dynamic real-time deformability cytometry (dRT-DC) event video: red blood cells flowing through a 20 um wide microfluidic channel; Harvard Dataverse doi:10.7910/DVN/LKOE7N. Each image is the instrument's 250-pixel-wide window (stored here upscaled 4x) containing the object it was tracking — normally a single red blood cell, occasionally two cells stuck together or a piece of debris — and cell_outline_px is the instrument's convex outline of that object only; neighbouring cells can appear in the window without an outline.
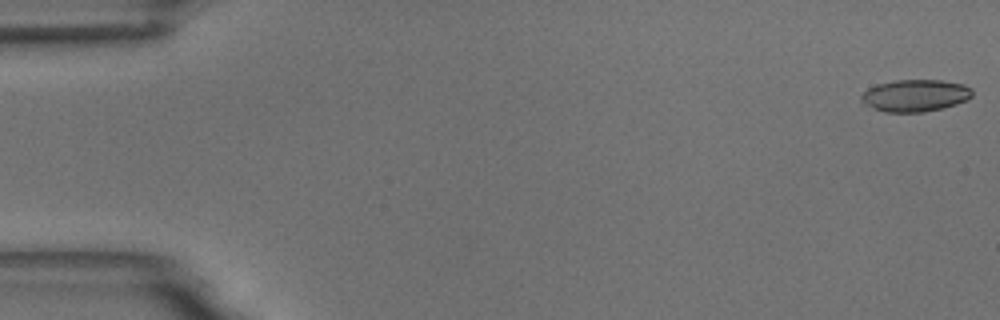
{"species": "common noctule bat (a hibernating species)", "species_latin": "Nyctalus noctula", "temperature_condition": "room temperature", "stored_images_in_passage": 16, "camera_frame_rate_fps": 3000, "um_per_image_px": 0.085, "animal": {"sex": "male", "body_mass_g": 18.8}, "frame": {"image": 1, "passage_image": 1, "time_ms": 0.0, "image_size_px": [1000, 320], "cell_outline_px": [[972, 96], [956, 104], [924, 112], [884, 112], [860, 100], [860, 96], [868, 88], [876, 84], [896, 80], [940, 80], [964, 84], [972, 88]], "centroid_in_image_um": [77.8, 8.1], "position_along_channel_um": 7.2, "area_um2": 20.52}}
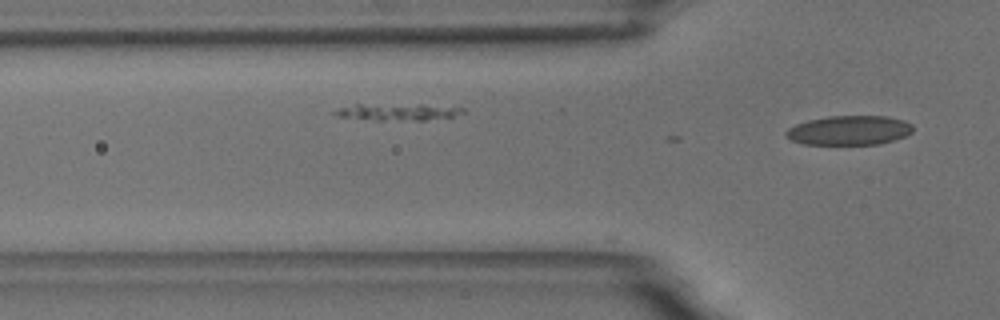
{"frame": {"image": 2, "passage_image": 16, "time_ms": 5.0, "image_size_px": [1000, 320], "cell_outline_px": [[912, 132], [904, 136], [880, 144], [804, 144], [792, 140], [784, 132], [788, 128], [796, 124], [808, 120], [828, 116], [884, 116], [904, 120], [912, 124]], "centroid_in_image_um": [72.18, 11.07], "position_along_channel_um": 53.6, "area_um2": 21.56}}